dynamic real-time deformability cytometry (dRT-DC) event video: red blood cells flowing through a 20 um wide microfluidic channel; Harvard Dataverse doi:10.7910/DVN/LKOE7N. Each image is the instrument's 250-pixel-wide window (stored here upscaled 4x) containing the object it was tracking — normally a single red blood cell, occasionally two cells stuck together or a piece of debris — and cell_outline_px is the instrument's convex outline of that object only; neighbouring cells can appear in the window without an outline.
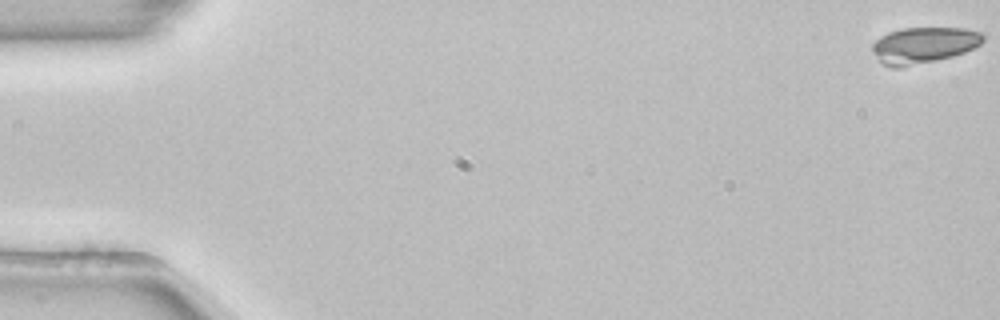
{"species": "common noctule bat (a hibernating species)", "species_latin": "Nyctalus noctula", "temperature_condition": "room temperature", "stored_images_in_passage": 47, "camera_frame_rate_fps": 3000, "um_per_image_px": 0.085, "animal": {"sex": "female", "body_mass_g": 22.7, "forearm_length_mm": 54.2}, "frame": {"image": 1, "passage_image": 1, "time_ms": 0.0, "image_size_px": [1000, 320], "cell_outline_px": [[984, 40], [980, 44], [964, 52], [952, 56], [936, 60], [900, 68], [892, 68], [884, 64], [872, 52], [872, 44], [880, 36], [888, 32], [904, 28], [964, 28], [984, 32]], "centroid_in_image_um": [78.51, 3.83], "position_along_channel_um": 6.5, "area_um2": 23.35}}
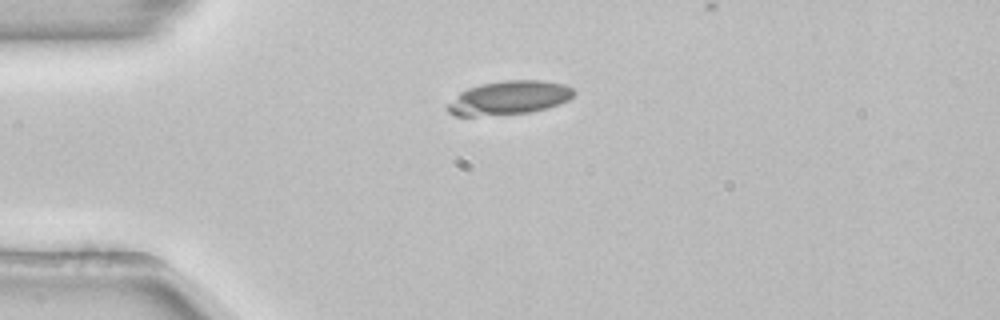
{"frame": {"image": 2, "passage_image": 14, "time_ms": 4.333, "image_size_px": [1000, 320], "cell_outline_px": [[576, 92], [568, 100], [560, 104], [548, 108], [532, 112], [476, 116], [456, 116], [448, 112], [444, 108], [460, 92], [468, 88], [480, 84], [504, 80], [540, 80], [564, 84], [572, 88]], "centroid_in_image_um": [43.26, 8.31], "position_along_channel_um": 41.7, "area_um2": 24.97}}
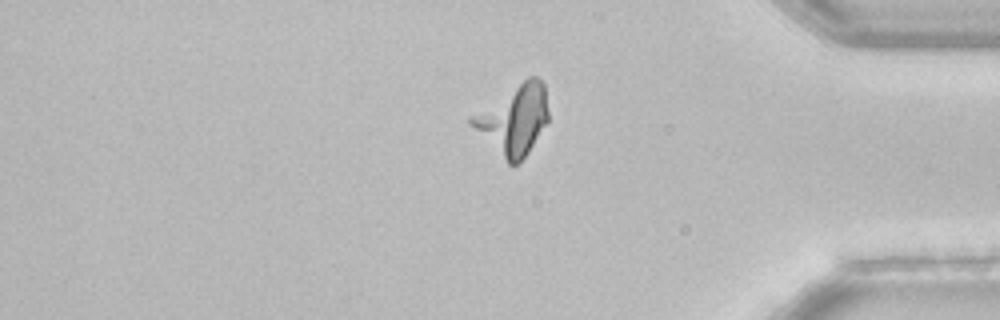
{"frame": {"image": 3, "passage_image": 45, "time_ms": 14.667, "image_size_px": [1000, 320], "cell_outline_px": [[548, 120], [528, 152], [516, 164], [508, 164], [468, 124], [468, 116], [528, 76], [536, 76], [544, 84], [548, 112]], "centroid_in_image_um": [43.61, 10.15], "position_along_channel_um": 391.6, "area_um2": 30.98}}